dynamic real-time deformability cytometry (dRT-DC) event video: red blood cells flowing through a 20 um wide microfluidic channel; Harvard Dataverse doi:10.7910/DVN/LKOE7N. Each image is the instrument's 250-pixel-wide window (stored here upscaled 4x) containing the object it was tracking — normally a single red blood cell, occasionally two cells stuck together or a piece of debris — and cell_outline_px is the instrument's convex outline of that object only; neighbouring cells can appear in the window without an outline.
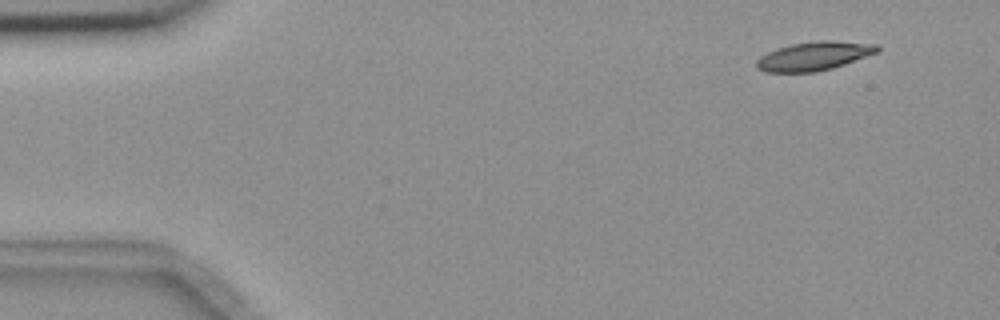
{"species": "common noctule bat (a hibernating species)", "species_latin": "Nyctalus noctula", "temperature_condition": "room temperature", "stored_images_in_passage": 5, "camera_frame_rate_fps": 3000, "um_per_image_px": 0.085, "animal": {"sex": "female", "body_mass_g": 18.4}, "frame": {"image": 1, "passage_image": 2, "time_ms": 1.0, "image_size_px": [1000, 320], "cell_outline_px": [[880, 52], [832, 68], [816, 72], [764, 72], [756, 68], [756, 60], [760, 56], [776, 48], [792, 44], [824, 40], [828, 40], [876, 44], [880, 48]], "centroid_in_image_um": [69.19, 4.77], "position_along_channel_um": 15.8, "area_um2": 20.23}}